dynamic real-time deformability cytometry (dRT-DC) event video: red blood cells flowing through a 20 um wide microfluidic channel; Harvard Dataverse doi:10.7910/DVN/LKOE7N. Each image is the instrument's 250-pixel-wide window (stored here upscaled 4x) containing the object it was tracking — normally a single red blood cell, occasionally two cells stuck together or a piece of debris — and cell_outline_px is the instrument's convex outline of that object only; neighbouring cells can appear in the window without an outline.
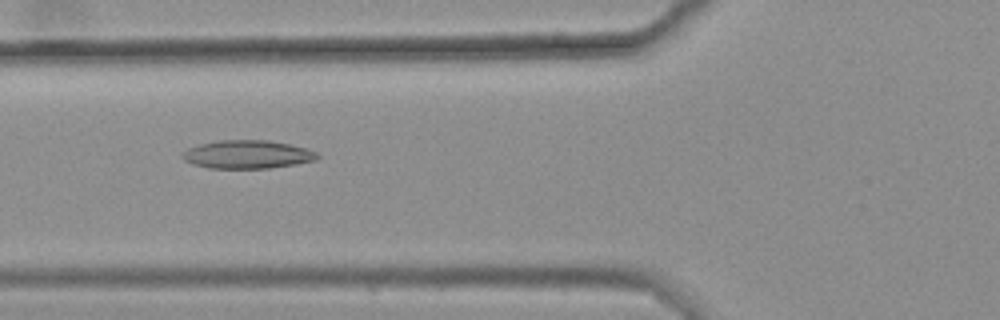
{"species": "common noctule bat (a hibernating species)", "species_latin": "Nyctalus noctula", "temperature_condition": "warm", "stored_images_in_passage": 50, "camera_frame_rate_fps": 3000, "um_per_image_px": 0.085, "animal": {"sex": "female", "body_mass_g": 25.1}, "frame": {"image": 1, "passage_image": 21, "time_ms": 6.667, "image_size_px": [1000, 320], "cell_outline_px": [[320, 156], [316, 160], [296, 164], [268, 168], [208, 168], [192, 164], [184, 160], [180, 156], [188, 148], [200, 144], [216, 140], [268, 140], [308, 148], [316, 152]], "centroid_in_image_um": [21.02, 13.12], "position_along_channel_um": 104.8, "area_um2": 22.31}}
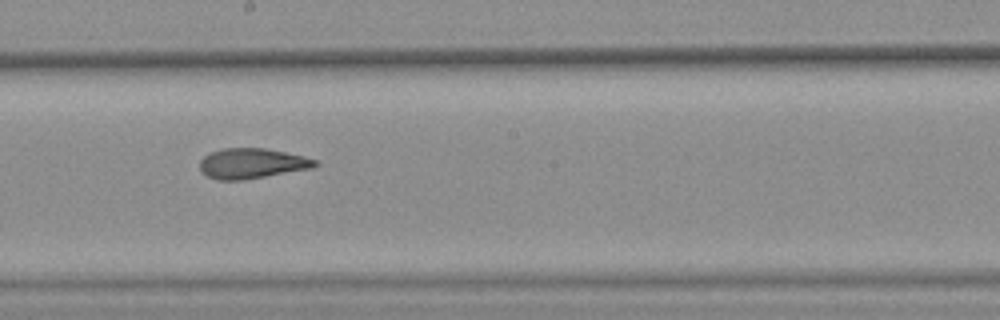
{"frame": {"image": 2, "passage_image": 31, "time_ms": 10.0, "image_size_px": [1000, 320], "cell_outline_px": [[320, 164], [312, 168], [244, 180], [216, 180], [208, 176], [200, 168], [200, 160], [204, 156], [212, 152], [224, 148], [264, 148], [304, 156], [320, 160]], "centroid_in_image_um": [21.46, 13.89], "position_along_channel_um": 226.7, "area_um2": 20.29}}
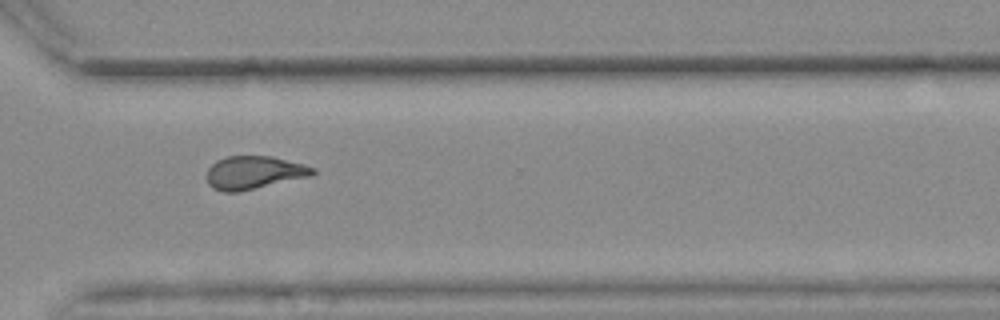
{"frame": {"image": 3, "passage_image": 41, "time_ms": 13.333, "image_size_px": [1000, 320], "cell_outline_px": [[316, 172], [312, 176], [240, 192], [224, 192], [212, 188], [208, 184], [208, 168], [216, 160], [228, 156], [272, 156], [304, 164], [316, 168]], "centroid_in_image_um": [21.62, 14.67], "position_along_channel_um": 349.0, "area_um2": 20.63}, "authors_computed_cell_mechanics": {"area_um2": 21.0103, "velocity_mm_per_s": 3.6609, "shape_relaxation_time_tau1_ms": null, "shape_relaxation_time_tau2_ms": 2.7714, "deformation_change_tau1": null, "deformation_change_tau2": 0.1139}}